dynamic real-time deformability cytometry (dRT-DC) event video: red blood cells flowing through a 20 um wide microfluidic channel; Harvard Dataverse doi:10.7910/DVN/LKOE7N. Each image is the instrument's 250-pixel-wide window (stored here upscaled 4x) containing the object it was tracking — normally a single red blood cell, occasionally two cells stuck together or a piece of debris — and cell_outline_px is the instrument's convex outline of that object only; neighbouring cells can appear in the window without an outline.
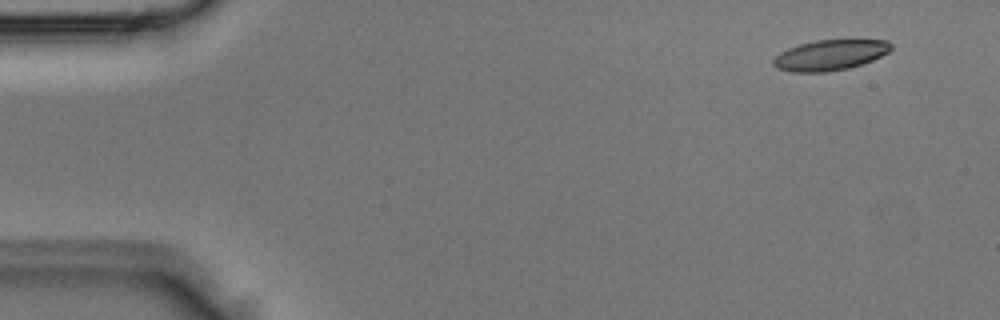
{"species": "Egyptian fruit bat (a non-hibernating species)", "species_latin": "Rousettus aegyptiacus", "temperature_condition": "room temperature", "stored_images_in_passage": 4, "camera_frame_rate_fps": 3000, "um_per_image_px": 0.085, "animal": {"sex": "male"}, "frame": {"image": 1, "passage_image": 1, "time_ms": 0.0, "image_size_px": [1000, 320], "cell_outline_px": [[892, 48], [888, 52], [872, 60], [848, 68], [824, 72], [792, 72], [776, 68], [772, 64], [772, 60], [780, 52], [788, 48], [800, 44], [816, 40], [852, 36], [888, 40], [892, 44]], "centroid_in_image_um": [70.62, 4.61], "position_along_channel_um": 14.4, "area_um2": 21.85}}